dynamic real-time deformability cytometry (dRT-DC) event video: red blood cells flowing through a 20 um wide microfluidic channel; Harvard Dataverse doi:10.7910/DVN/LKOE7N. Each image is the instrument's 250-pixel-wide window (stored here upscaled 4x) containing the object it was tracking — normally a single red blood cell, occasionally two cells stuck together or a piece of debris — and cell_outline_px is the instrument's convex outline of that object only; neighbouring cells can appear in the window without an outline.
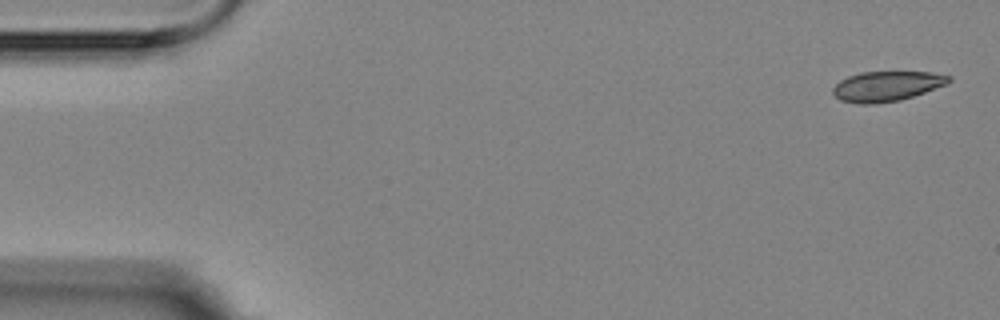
{"species": "Egyptian fruit bat (a non-hibernating species)", "species_latin": "Rousettus aegyptiacus", "temperature_condition": "room temperature", "stored_images_in_passage": 5, "camera_frame_rate_fps": 3000, "um_per_image_px": 0.085, "animal": {"sex": "female"}, "frame": {"image": 1, "passage_image": 1, "time_ms": 0.0, "image_size_px": [1000, 320], "cell_outline_px": [[952, 80], [948, 84], [900, 100], [872, 104], [860, 104], [840, 100], [832, 92], [832, 88], [840, 80], [848, 76], [860, 72], [932, 72], [952, 76]], "centroid_in_image_um": [75.38, 7.32], "position_along_channel_um": 9.6, "area_um2": 20.29}}
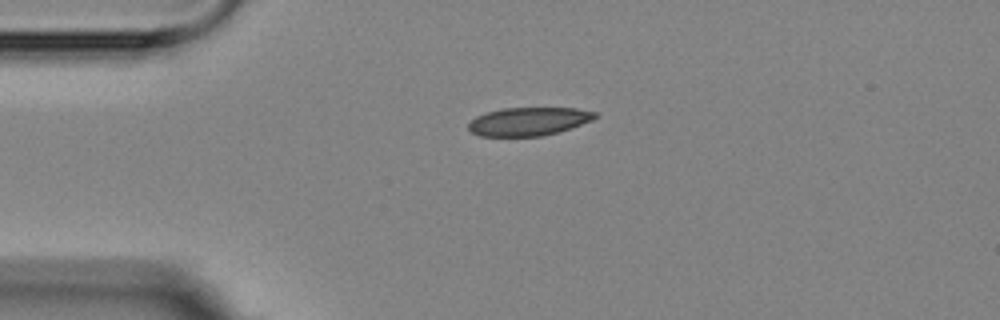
{"frame": {"image": 2, "passage_image": 4, "time_ms": 3.667, "image_size_px": [1000, 320], "cell_outline_px": [[596, 116], [592, 120], [572, 128], [560, 132], [544, 136], [480, 136], [472, 132], [468, 128], [468, 124], [476, 116], [488, 112], [504, 108], [576, 108], [596, 112]], "centroid_in_image_um": [44.95, 10.33], "position_along_channel_um": 40.0, "area_um2": 20.87}}